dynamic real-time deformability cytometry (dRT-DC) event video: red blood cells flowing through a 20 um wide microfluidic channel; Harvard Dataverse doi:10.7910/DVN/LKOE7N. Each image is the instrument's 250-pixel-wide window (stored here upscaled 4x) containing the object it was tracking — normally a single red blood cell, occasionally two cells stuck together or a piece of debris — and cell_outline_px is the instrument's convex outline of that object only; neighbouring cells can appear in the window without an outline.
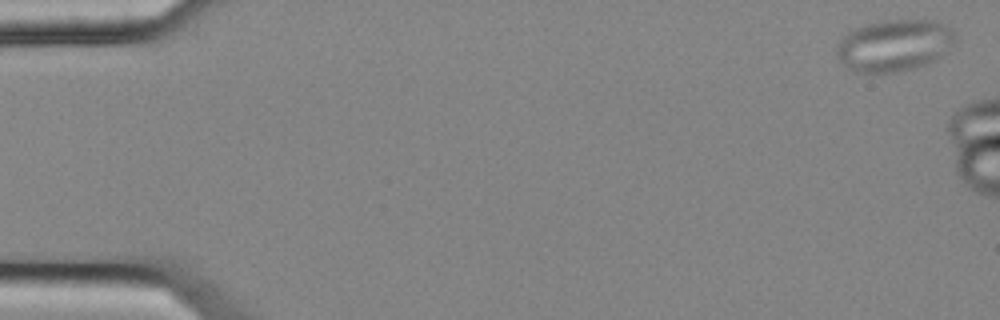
{"species": "common noctule bat (a hibernating species)", "species_latin": "Nyctalus noctula", "temperature_condition": "cold", "stored_images_in_passage": 3, "camera_frame_rate_fps": 3000, "um_per_image_px": 0.085, "animal": {"sex": "female", "body_mass_g": 25.1}, "frame": {"image": 1, "passage_image": 1, "time_ms": 0.0, "image_size_px": [1000, 320], "cell_outline_px": [[956, 40], [936, 60], [916, 68], [896, 72], [852, 72], [836, 56], [836, 48], [840, 40], [848, 32], [856, 28], [868, 24], [888, 20], [936, 20], [952, 28], [956, 32]], "centroid_in_image_um": [76.03, 3.86], "position_along_channel_um": 9.0, "area_um2": 35.78}}